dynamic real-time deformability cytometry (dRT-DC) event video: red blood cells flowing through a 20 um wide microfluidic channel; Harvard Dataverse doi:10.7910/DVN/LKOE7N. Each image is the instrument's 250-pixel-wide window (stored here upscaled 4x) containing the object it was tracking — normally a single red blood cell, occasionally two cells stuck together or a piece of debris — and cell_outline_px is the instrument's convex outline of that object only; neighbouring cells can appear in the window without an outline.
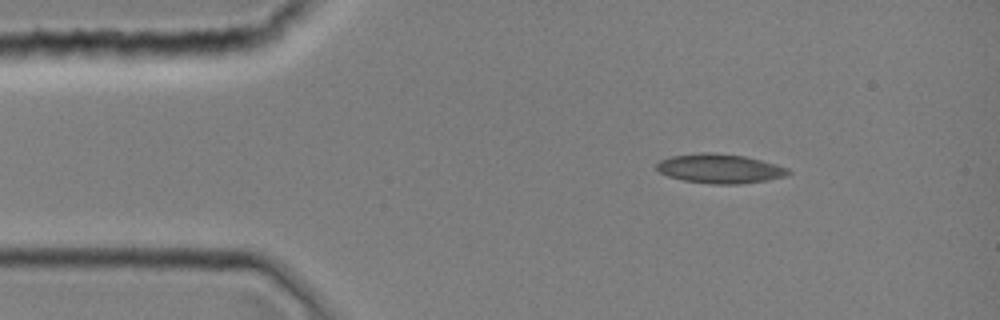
{"species": "common noctule bat (a hibernating species)", "species_latin": "Nyctalus noctula", "temperature_condition": "room temperature", "stored_images_in_passage": 1, "camera_frame_rate_fps": 3000, "um_per_image_px": 0.085, "animal": {"sex": "female", "body_mass_g": 19.0, "forearm_length_mm": 51.5}, "frame": {"image": 1, "passage_image": 1, "time_ms": 0.0, "image_size_px": [1000, 320], "cell_outline_px": [[792, 172], [784, 176], [768, 180], [736, 184], [712, 184], [684, 180], [668, 176], [660, 172], [656, 168], [656, 164], [660, 160], [672, 156], [700, 152], [712, 152], [744, 156], [776, 164], [788, 168]], "centroid_in_image_um": [61.18, 14.32], "position_along_channel_um": 23.8, "area_um2": 22.37}}